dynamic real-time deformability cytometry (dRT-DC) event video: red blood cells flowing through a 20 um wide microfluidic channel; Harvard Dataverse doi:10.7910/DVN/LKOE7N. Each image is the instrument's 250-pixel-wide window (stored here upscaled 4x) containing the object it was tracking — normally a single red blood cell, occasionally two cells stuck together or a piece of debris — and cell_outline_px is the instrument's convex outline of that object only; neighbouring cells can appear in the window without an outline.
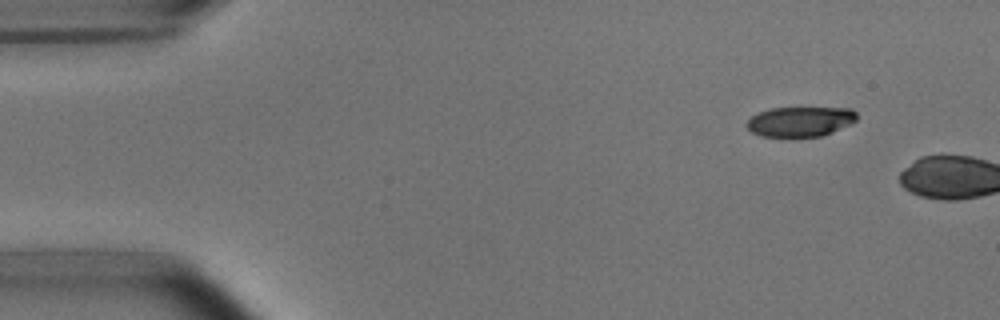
{"species": "common noctule bat (a hibernating species)", "species_latin": "Nyctalus noctula", "temperature_condition": "room temperature", "stored_images_in_passage": 2, "camera_frame_rate_fps": 3000, "um_per_image_px": 0.085, "animal": {"sex": "male", "body_mass_g": 15.6}, "frame": {"image": 1, "passage_image": 1, "time_ms": 0.0, "image_size_px": [1000, 320], "cell_outline_px": [[856, 120], [852, 124], [832, 132], [820, 136], [792, 140], [760, 136], [752, 132], [744, 124], [752, 116], [760, 112], [772, 108], [852, 108], [856, 112]], "centroid_in_image_um": [68.0, 10.38], "position_along_channel_um": 17.0, "area_um2": 19.94}}